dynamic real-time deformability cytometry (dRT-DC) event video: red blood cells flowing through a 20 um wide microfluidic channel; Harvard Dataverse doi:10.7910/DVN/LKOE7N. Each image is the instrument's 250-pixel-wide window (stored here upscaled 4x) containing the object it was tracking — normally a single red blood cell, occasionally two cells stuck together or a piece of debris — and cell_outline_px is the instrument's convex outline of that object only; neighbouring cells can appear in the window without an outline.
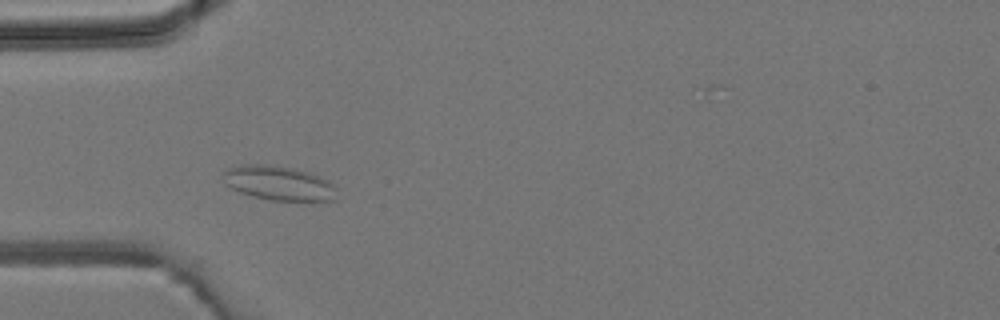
{"species": "common noctule bat (a hibernating species)", "species_latin": "Nyctalus noctula", "temperature_condition": "room temperature", "stored_images_in_passage": 5, "camera_frame_rate_fps": 3000, "um_per_image_px": 0.085, "animal": {"sex": "male", "body_mass_g": 19.2, "forearm_length_mm": 51.8}, "frame": {"image": 1, "passage_image": 2, "time_ms": 1.333, "image_size_px": [1000, 320], "cell_outline_px": [[336, 200], [272, 200], [252, 196], [240, 192], [224, 184], [224, 172], [228, 168], [240, 164], [264, 164], [296, 168], [308, 172], [332, 184], [336, 188]], "centroid_in_image_um": [23.65, 15.55], "position_along_channel_um": 61.4, "area_um2": 22.54}}
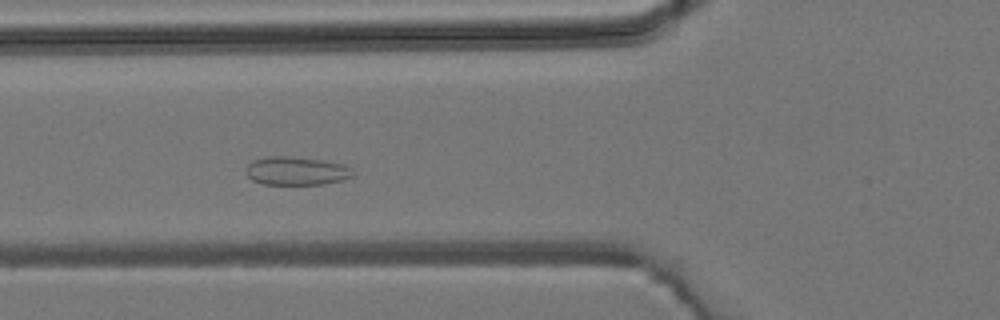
{"frame": {"image": 2, "passage_image": 3, "time_ms": 2.333, "image_size_px": [1000, 320], "cell_outline_px": [[352, 176], [340, 180], [324, 184], [264, 184], [252, 180], [244, 172], [244, 168], [252, 160], [268, 156], [292, 156], [320, 160], [344, 164], [348, 168]], "centroid_in_image_um": [25.09, 14.52], "position_along_channel_um": 100.7, "area_um2": 17.57}}
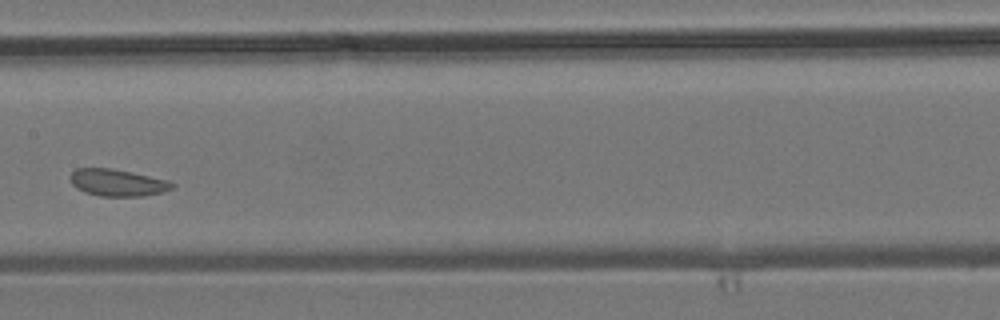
{"frame": {"image": 3, "passage_image": 5, "time_ms": 4.667, "image_size_px": [1000, 320], "cell_outline_px": [[176, 184], [172, 188], [160, 192], [144, 196], [100, 196], [84, 192], [76, 188], [72, 184], [68, 176], [76, 168], [112, 168], [168, 180]], "centroid_in_image_um": [9.94, 15.52], "position_along_channel_um": 197.5, "area_um2": 16.01}}